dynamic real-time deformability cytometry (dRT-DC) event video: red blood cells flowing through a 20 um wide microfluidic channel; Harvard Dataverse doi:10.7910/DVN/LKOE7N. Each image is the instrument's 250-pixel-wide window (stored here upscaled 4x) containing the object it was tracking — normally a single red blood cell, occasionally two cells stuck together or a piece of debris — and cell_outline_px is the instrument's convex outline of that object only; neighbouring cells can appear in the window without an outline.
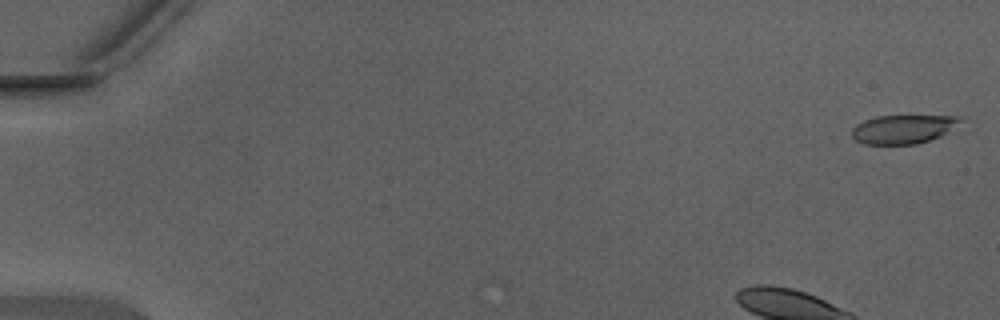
{"species": "Egyptian fruit bat (a non-hibernating species)", "species_latin": "Rousettus aegyptiacus", "temperature_condition": "warm", "stored_images_in_passage": 45, "camera_frame_rate_fps": 3000, "um_per_image_px": 0.085, "animal": {"sex": "male"}, "frame": {"image": 1, "passage_image": 1, "time_ms": 0.0, "image_size_px": [1000, 320], "cell_outline_px": [[964, 120], [940, 136], [916, 144], [864, 144], [856, 140], [852, 136], [852, 128], [856, 124], [864, 120], [876, 116], [960, 116]], "centroid_in_image_um": [76.74, 10.97], "position_along_channel_um": 8.3, "area_um2": 18.03}}
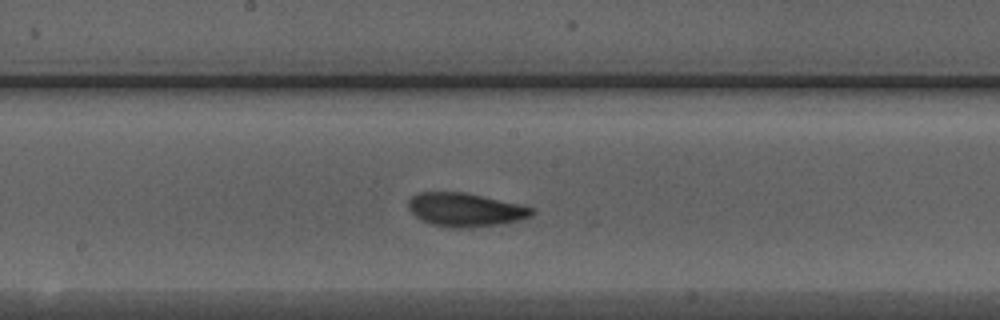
{"frame": {"image": 2, "passage_image": 23, "time_ms": 7.333, "image_size_px": [1000, 320], "cell_outline_px": [[536, 212], [532, 216], [520, 220], [500, 224], [460, 228], [432, 224], [416, 216], [408, 208], [408, 200], [416, 192], [464, 192], [524, 204], [536, 208]], "centroid_in_image_um": [39.63, 17.8], "position_along_channel_um": 208.6, "area_um2": 24.28}}
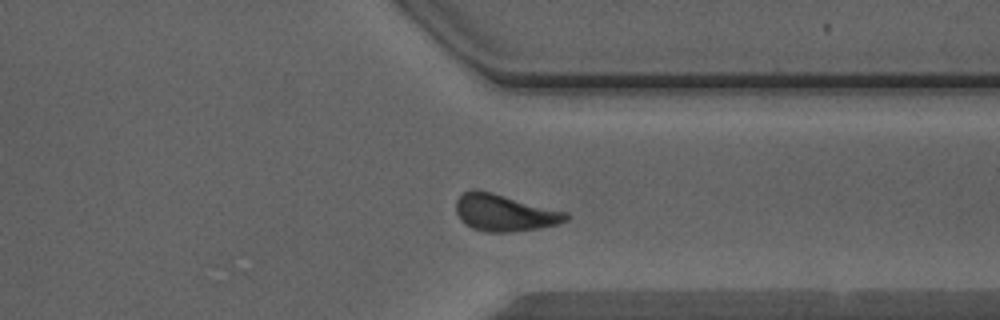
{"frame": {"image": 3, "passage_image": 34, "time_ms": 11.0, "image_size_px": [1000, 320], "cell_outline_px": [[572, 216], [568, 220], [556, 224], [540, 228], [512, 232], [484, 232], [472, 228], [464, 224], [460, 220], [456, 212], [456, 200], [464, 192], [472, 188], [476, 188], [492, 192], [568, 212]], "centroid_in_image_um": [42.88, 18.08], "position_along_channel_um": 368.5, "area_um2": 23.99}}